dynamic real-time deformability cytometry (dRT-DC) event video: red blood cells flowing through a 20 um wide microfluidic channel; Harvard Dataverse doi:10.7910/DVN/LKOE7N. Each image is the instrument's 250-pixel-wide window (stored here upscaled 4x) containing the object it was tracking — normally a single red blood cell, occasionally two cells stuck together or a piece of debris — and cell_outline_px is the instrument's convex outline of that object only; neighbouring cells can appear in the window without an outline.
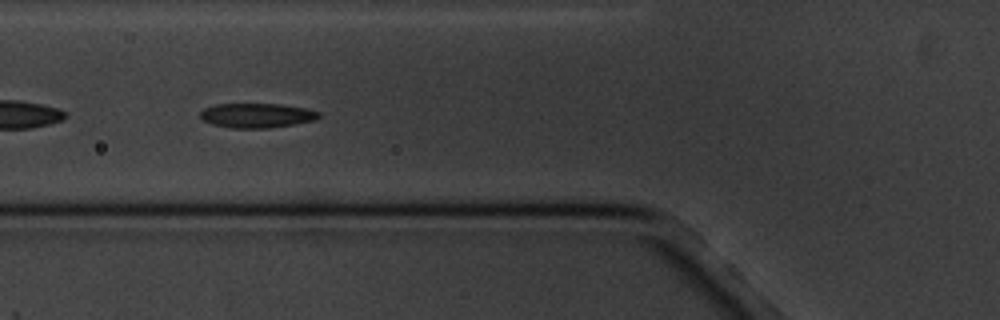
{"species": "common noctule bat (a hibernating species)", "species_latin": "Nyctalus noctula", "temperature_condition": "cold", "stored_images_in_passage": 7, "camera_frame_rate_fps": 3000, "um_per_image_px": 0.085, "animal": {"sex": "male", "body_mass_g": 20.1, "forearm_length_mm": 53.5}, "frame": {"image": 1, "passage_image": 6, "time_ms": 6.0, "image_size_px": [1000, 320], "cell_outline_px": [[320, 116], [316, 120], [268, 128], [232, 128], [212, 124], [204, 120], [200, 116], [200, 112], [204, 108], [216, 104], [276, 104], [304, 108], [320, 112]], "centroid_in_image_um": [21.81, 9.81], "position_along_channel_um": 104.0, "area_um2": 16.76}}